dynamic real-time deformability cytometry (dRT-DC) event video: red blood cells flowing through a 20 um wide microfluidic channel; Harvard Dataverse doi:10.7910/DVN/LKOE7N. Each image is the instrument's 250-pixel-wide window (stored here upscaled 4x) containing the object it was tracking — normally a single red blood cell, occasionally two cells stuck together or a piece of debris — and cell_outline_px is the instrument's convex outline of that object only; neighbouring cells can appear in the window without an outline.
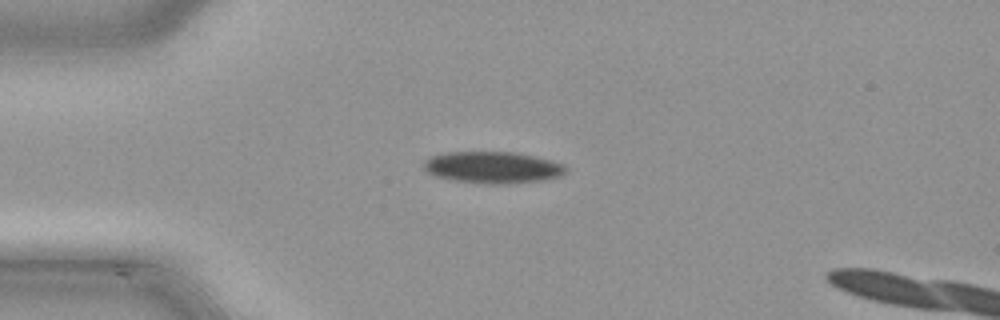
{"species": "common noctule bat (a hibernating species)", "species_latin": "Nyctalus noctula", "temperature_condition": "cold", "stored_images_in_passage": 42, "camera_frame_rate_fps": 3000, "um_per_image_px": 0.085, "animal": {"sex": "male", "body_mass_g": 21.5, "forearm_length_mm": 52.0}, "frame": {"image": 1, "passage_image": 11, "time_ms": 3.333, "image_size_px": [1000, 320], "cell_outline_px": [[568, 172], [560, 176], [540, 180], [508, 184], [492, 184], [456, 180], [436, 176], [428, 172], [424, 168], [424, 160], [432, 156], [448, 152], [516, 152], [536, 156], [552, 160], [564, 164], [568, 168]], "centroid_in_image_um": [41.94, 14.22], "position_along_channel_um": 43.1, "area_um2": 26.18}}
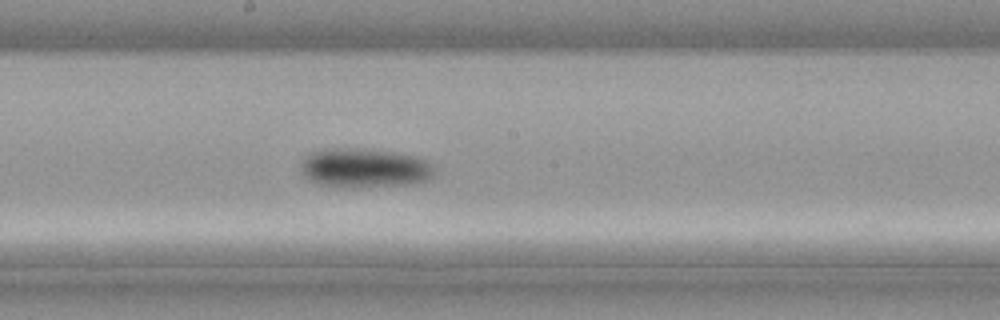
{"frame": {"image": 2, "passage_image": 25, "time_ms": 8.0, "image_size_px": [1000, 320], "cell_outline_px": [[432, 176], [428, 180], [412, 184], [360, 188], [340, 188], [316, 184], [308, 180], [300, 172], [300, 160], [304, 156], [312, 152], [324, 148], [372, 148], [396, 152], [416, 156], [428, 160], [432, 164]], "centroid_in_image_um": [30.92, 14.28], "position_along_channel_um": 217.3, "area_um2": 31.73}}
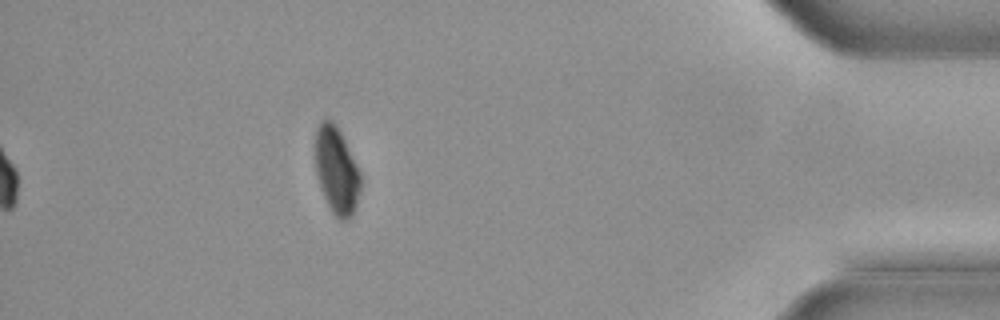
{"frame": {"image": 3, "passage_image": 42, "time_ms": 13.667, "image_size_px": [1000, 320], "cell_outline_px": [[360, 188], [356, 204], [352, 216], [348, 220], [340, 220], [332, 212], [324, 196], [316, 172], [316, 128], [324, 120], [332, 120], [336, 124], [360, 172]], "centroid_in_image_um": [28.61, 14.51], "position_along_channel_um": 406.6, "area_um2": 22.37}}